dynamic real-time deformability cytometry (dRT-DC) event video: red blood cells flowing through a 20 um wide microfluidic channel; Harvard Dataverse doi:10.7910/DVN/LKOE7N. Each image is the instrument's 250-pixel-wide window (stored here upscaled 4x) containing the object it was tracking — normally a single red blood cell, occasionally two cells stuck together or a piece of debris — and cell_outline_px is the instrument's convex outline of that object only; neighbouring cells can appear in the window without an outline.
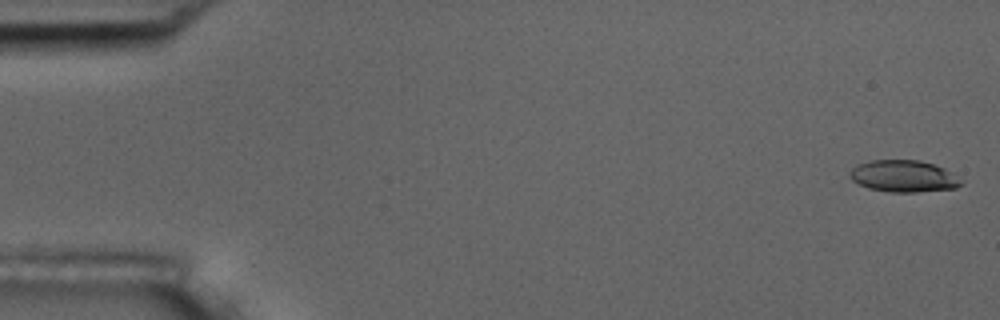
{"species": "common noctule bat (a hibernating species)", "species_latin": "Nyctalus noctula", "temperature_condition": "room temperature", "stored_images_in_passage": 6, "camera_frame_rate_fps": 3000, "um_per_image_px": 0.085, "animal": {"sex": "male", "body_mass_g": 17.5, "forearm_length_mm": 52.3}, "frame": {"image": 1, "passage_image": 1, "time_ms": 0.0, "image_size_px": [1000, 320], "cell_outline_px": [[964, 184], [956, 188], [916, 192], [892, 192], [868, 188], [852, 180], [848, 176], [848, 172], [856, 164], [872, 160], [920, 160], [944, 168], [960, 180]], "centroid_in_image_um": [76.76, 14.97], "position_along_channel_um": 8.2, "area_um2": 20.58}}
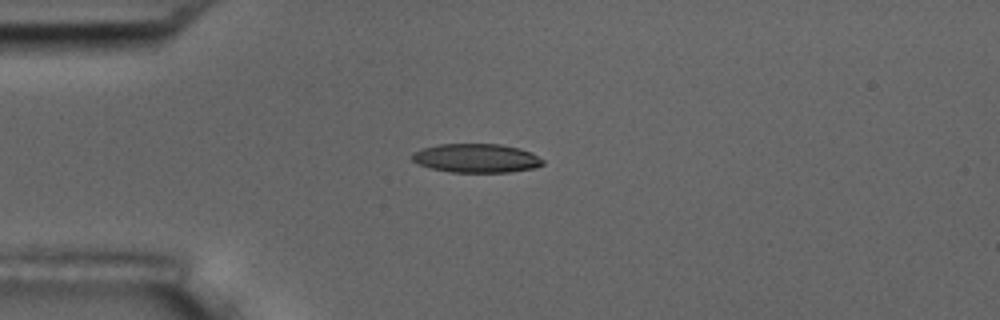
{"frame": {"image": 2, "passage_image": 5, "time_ms": 4.333, "image_size_px": [1000, 320], "cell_outline_px": [[544, 164], [536, 168], [508, 172], [448, 172], [432, 168], [420, 164], [412, 160], [412, 152], [420, 148], [440, 144], [500, 144], [520, 148], [532, 152], [544, 160]], "centroid_in_image_um": [40.51, 13.44], "position_along_channel_um": 44.5, "area_um2": 22.14}}